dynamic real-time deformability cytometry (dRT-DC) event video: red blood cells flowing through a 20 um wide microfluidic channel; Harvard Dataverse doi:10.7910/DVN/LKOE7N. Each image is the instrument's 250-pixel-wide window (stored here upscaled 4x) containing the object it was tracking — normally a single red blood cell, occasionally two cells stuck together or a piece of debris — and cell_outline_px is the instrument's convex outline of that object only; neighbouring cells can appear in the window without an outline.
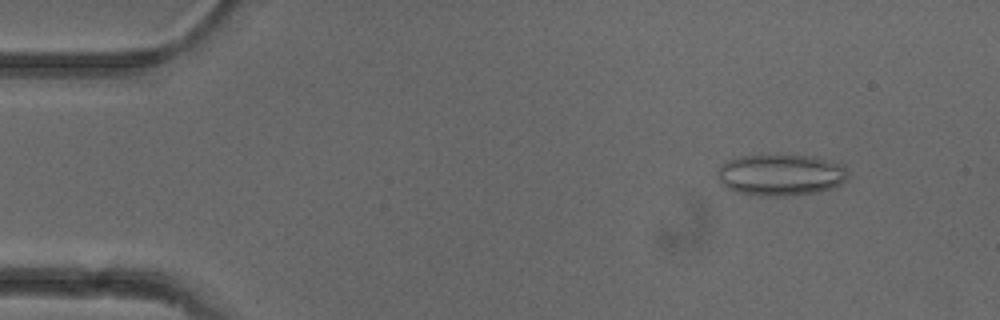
{"species": "common noctule bat (a hibernating species)", "species_latin": "Nyctalus noctula", "temperature_condition": "cold", "stored_images_in_passage": 52, "camera_frame_rate_fps": 3000, "um_per_image_px": 0.085, "animal": {"sex": "female"}, "frame": {"image": 1, "passage_image": 6, "time_ms": 1.667, "image_size_px": [1000, 320], "cell_outline_px": [[848, 172], [844, 180], [840, 184], [832, 188], [816, 192], [788, 196], [760, 196], [736, 192], [728, 188], [720, 180], [716, 172], [720, 164], [736, 156], [816, 156], [844, 164], [848, 168]], "centroid_in_image_um": [66.37, 14.87], "position_along_channel_um": 18.6, "area_um2": 31.62}}
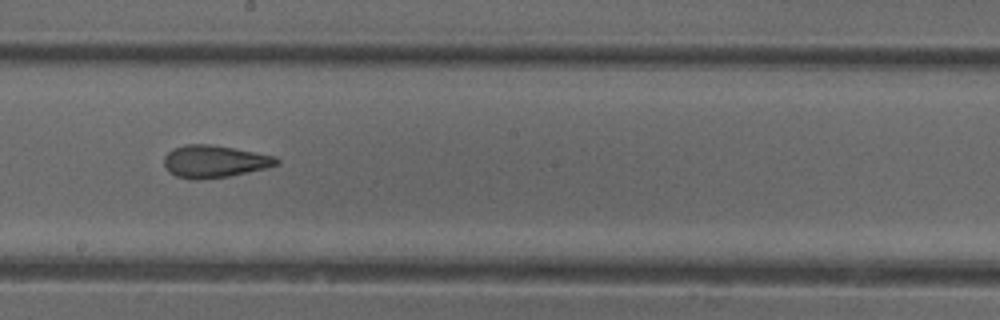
{"frame": {"image": 2, "passage_image": 29, "time_ms": 9.333, "image_size_px": [1000, 320], "cell_outline_px": [[280, 164], [268, 168], [228, 176], [196, 180], [192, 180], [176, 176], [168, 172], [164, 164], [164, 156], [172, 148], [184, 144], [208, 144], [232, 148], [276, 156], [280, 160]], "centroid_in_image_um": [18.22, 13.72], "position_along_channel_um": 230.0, "area_um2": 21.33}}
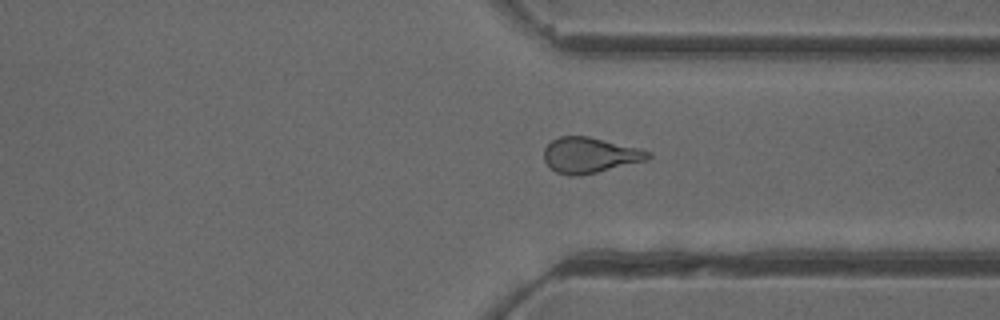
{"frame": {"image": 3, "passage_image": 39, "time_ms": 12.667, "image_size_px": [1000, 320], "cell_outline_px": [[652, 156], [648, 160], [596, 172], [576, 176], [572, 176], [556, 172], [544, 160], [544, 148], [552, 140], [560, 136], [588, 136], [640, 148], [652, 152]], "centroid_in_image_um": [50.16, 13.18], "position_along_channel_um": 361.2, "area_um2": 21.5}, "authors_computed_cell_mechanics": {"area_um2": 22.1663, "velocity_mm_per_s": 3.9526, "shape_relaxation_time_tau1_ms": null, "shape_relaxation_time_tau2_ms": 1.853, "deformation_change_tau1": null, "deformation_change_tau2": 0.0925}}